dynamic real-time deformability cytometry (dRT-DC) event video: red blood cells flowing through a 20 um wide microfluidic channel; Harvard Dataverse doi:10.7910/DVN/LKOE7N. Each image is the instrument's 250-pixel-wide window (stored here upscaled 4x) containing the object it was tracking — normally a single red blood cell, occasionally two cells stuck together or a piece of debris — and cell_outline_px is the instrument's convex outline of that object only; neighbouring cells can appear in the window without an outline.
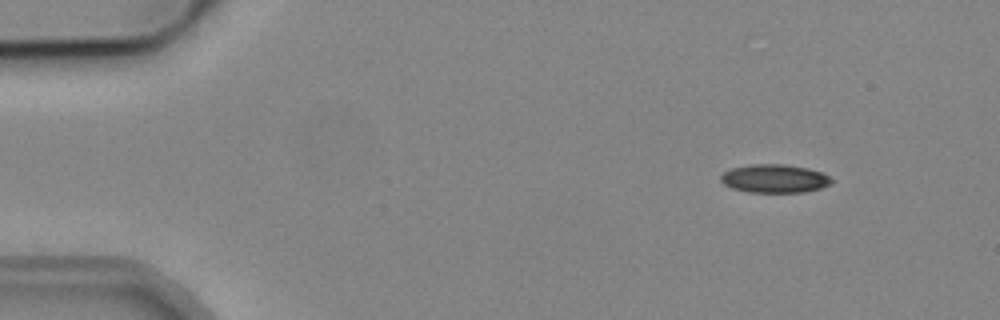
{"species": "common noctule bat (a hibernating species)", "species_latin": "Nyctalus noctula", "temperature_condition": "cold", "stored_images_in_passage": 3, "camera_frame_rate_fps": 3000, "um_per_image_px": 0.085, "animal": {"sex": "male", "body_mass_g": 19.2, "forearm_length_mm": 51.8}, "frame": {"image": 1, "passage_image": 1, "time_ms": 0.0, "image_size_px": [1000, 320], "cell_outline_px": [[832, 184], [820, 188], [804, 192], [748, 192], [732, 188], [724, 184], [720, 180], [720, 176], [724, 172], [732, 168], [748, 164], [784, 164], [808, 168], [824, 172], [832, 180]], "centroid_in_image_um": [65.84, 15.17], "position_along_channel_um": 19.2, "area_um2": 18.44}}